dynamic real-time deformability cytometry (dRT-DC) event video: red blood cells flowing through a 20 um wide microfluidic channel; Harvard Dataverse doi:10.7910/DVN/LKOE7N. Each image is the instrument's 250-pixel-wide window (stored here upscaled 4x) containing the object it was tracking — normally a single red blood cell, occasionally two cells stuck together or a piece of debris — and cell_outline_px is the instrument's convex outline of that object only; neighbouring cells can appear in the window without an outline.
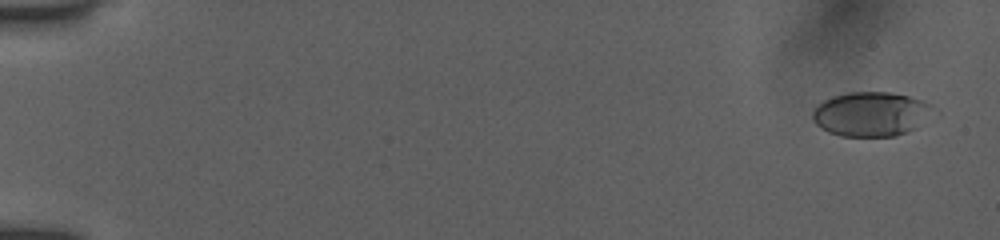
{"species": "human", "species_latin": "Homo sapiens", "temperature_condition": "room temperature", "stored_images_in_passage": 54, "camera_frame_rate_fps": 3000, "um_per_image_px": 0.085, "donor": {"sex": "female"}, "frame": {"image": 1, "passage_image": 3, "time_ms": 0.667, "image_size_px": [1000, 240], "cell_outline_px": [[940, 116], [908, 132], [896, 136], [840, 136], [828, 132], [820, 128], [812, 120], [812, 112], [824, 100], [832, 96], [848, 92], [892, 92], [924, 100], [932, 104], [940, 112]], "centroid_in_image_um": [74.19, 9.7], "position_along_channel_um": 10.8, "area_um2": 32.31}}
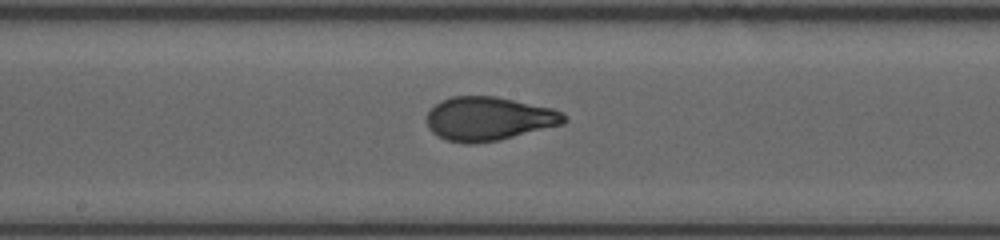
{"frame": {"image": 2, "passage_image": 31, "time_ms": 10.0, "image_size_px": [1000, 240], "cell_outline_px": [[568, 120], [564, 124], [500, 140], [472, 144], [464, 144], [444, 140], [432, 132], [428, 128], [428, 112], [440, 100], [452, 96], [496, 96], [552, 108], [564, 112], [568, 116]], "centroid_in_image_um": [41.58, 10.1], "position_along_channel_um": 206.6, "area_um2": 35.37}}
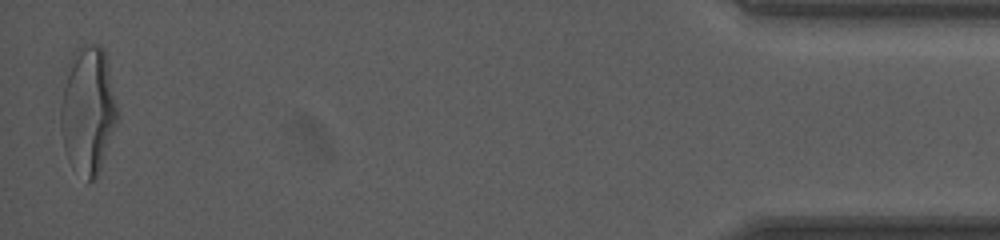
{"frame": {"image": 3, "passage_image": 54, "time_ms": 17.667, "image_size_px": [1000, 240], "cell_outline_px": [[120, 116], [100, 168], [96, 176], [88, 184], [64, 148], [60, 128], [60, 108], [68, 60], [84, 44], [100, 44], [104, 48]], "centroid_in_image_um": [7.5, 9.31], "position_along_channel_um": 427.7, "area_um2": 41.91}, "authors_computed_cell_mechanics": {"area_um2": 34.4199, "velocity_mm_per_s": 3.914, "shape_relaxation_time_tau1_ms": 4.1678, "shape_relaxation_time_tau2_ms": null, "deformation_change_tau1": 0.1928, "deformation_change_tau2": null}}